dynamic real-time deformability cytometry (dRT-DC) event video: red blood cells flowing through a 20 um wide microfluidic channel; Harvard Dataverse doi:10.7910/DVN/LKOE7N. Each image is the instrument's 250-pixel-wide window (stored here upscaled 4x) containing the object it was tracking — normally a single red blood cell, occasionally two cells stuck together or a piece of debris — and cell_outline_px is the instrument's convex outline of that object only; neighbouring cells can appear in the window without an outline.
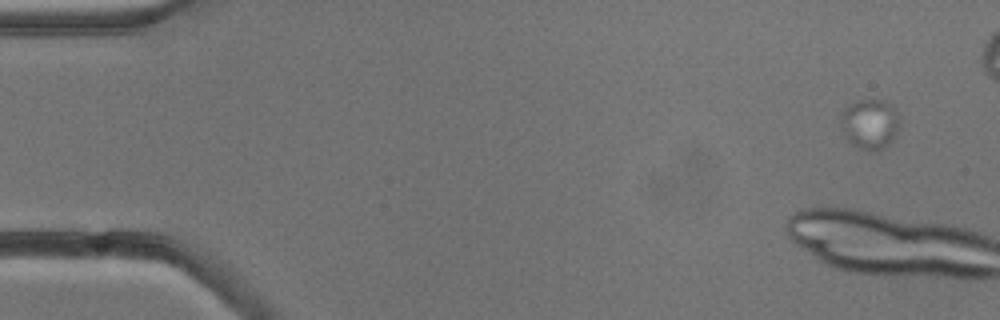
{"species": "common noctule bat (a hibernating species)", "species_latin": "Nyctalus noctula", "temperature_condition": "cold", "stored_images_in_passage": 7, "camera_frame_rate_fps": 3000, "um_per_image_px": 0.085, "animal": {"sex": "male", "body_mass_g": 13.3}, "frame": {"image": 1, "passage_image": 1, "time_ms": 0.0, "image_size_px": [1000, 320], "cell_outline_px": [[900, 128], [892, 140], [884, 148], [860, 148], [852, 144], [844, 136], [840, 124], [844, 108], [860, 100], [884, 100], [892, 104], [900, 120]], "centroid_in_image_um": [73.96, 10.51], "position_along_channel_um": 11.0, "area_um2": 16.94}}